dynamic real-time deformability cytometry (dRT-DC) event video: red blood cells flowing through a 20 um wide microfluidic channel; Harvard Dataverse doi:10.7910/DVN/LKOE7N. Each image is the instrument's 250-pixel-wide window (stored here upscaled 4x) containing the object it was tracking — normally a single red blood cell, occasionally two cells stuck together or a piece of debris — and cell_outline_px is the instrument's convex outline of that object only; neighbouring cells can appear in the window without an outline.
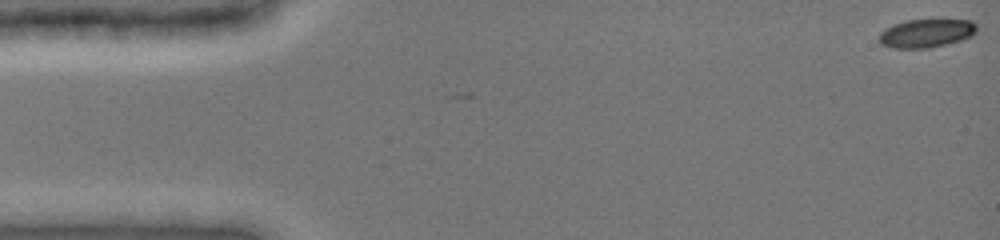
{"species": "common noctule bat (a hibernating species)", "species_latin": "Nyctalus noctula", "temperature_condition": "cold", "stored_images_in_passage": 32, "camera_frame_rate_fps": 3000, "um_per_image_px": 0.085, "animal": {"sex": "female", "body_mass_g": 19.0, "forearm_length_mm": 51.5}, "frame": {"image": 1, "passage_image": 1, "time_ms": 0.0, "image_size_px": [1000, 240], "cell_outline_px": [[976, 32], [960, 40], [948, 44], [928, 48], [892, 48], [880, 44], [880, 32], [884, 28], [892, 24], [904, 20], [972, 20], [976, 24]], "centroid_in_image_um": [78.69, 2.82], "position_along_channel_um": 6.3, "area_um2": 16.18}}
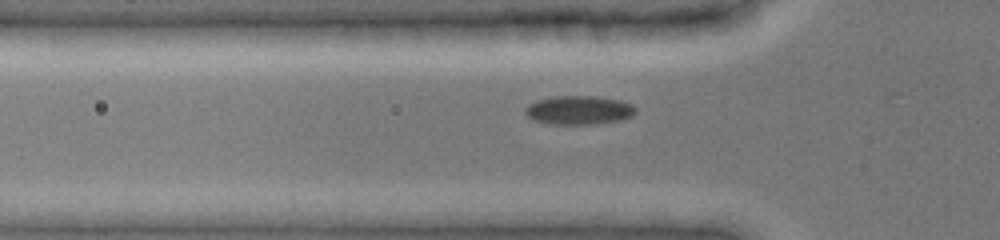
{"frame": {"image": 2, "passage_image": 18, "time_ms": 5.0, "image_size_px": [1000, 240], "cell_outline_px": [[636, 112], [632, 116], [620, 120], [596, 124], [552, 124], [532, 120], [524, 112], [524, 108], [528, 104], [536, 100], [552, 96], [596, 96], [620, 100], [632, 104], [636, 108]], "centroid_in_image_um": [49.19, 9.36], "position_along_channel_um": 76.6, "area_um2": 18.73}}
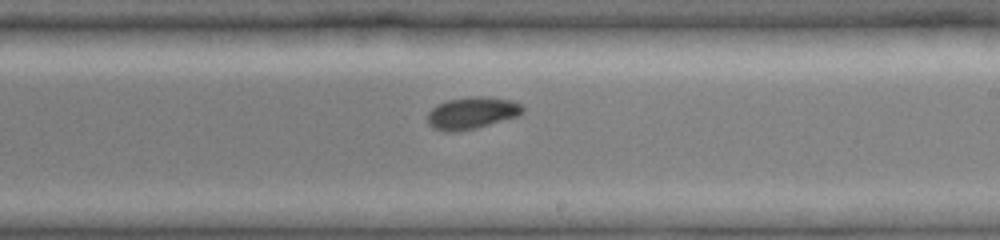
{"frame": {"image": 3, "passage_image": 31, "time_ms": 9.333, "image_size_px": [1000, 240], "cell_outline_px": [[524, 112], [520, 116], [476, 128], [456, 132], [444, 132], [432, 128], [428, 124], [428, 112], [436, 104], [448, 100], [472, 96], [484, 96], [512, 100], [520, 104], [524, 108]], "centroid_in_image_um": [40.11, 9.61], "position_along_channel_um": 248.9, "area_um2": 18.03}}